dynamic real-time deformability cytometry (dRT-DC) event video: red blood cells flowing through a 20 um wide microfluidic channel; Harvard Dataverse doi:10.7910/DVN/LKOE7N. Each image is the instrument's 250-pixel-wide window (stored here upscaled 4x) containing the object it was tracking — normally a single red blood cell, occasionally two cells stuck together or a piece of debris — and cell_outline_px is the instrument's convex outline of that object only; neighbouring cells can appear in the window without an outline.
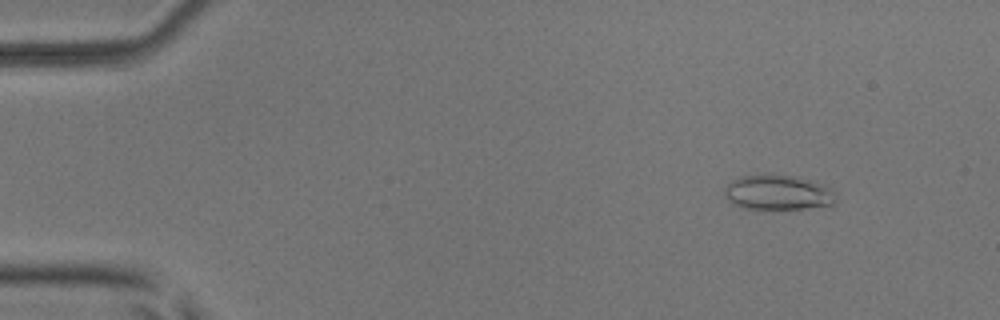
{"species": "common noctule bat (a hibernating species)", "species_latin": "Nyctalus noctula", "temperature_condition": "room temperature", "stored_images_in_passage": 6, "camera_frame_rate_fps": 3000, "um_per_image_px": 0.085, "animal": {"sex": "male", "body_mass_g": 17.9, "forearm_length_mm": 54.2}, "frame": {"image": 1, "passage_image": 2, "time_ms": 0.333, "image_size_px": [1000, 320], "cell_outline_px": [[836, 204], [832, 208], [784, 212], [744, 208], [732, 204], [724, 196], [724, 188], [732, 180], [740, 176], [768, 172], [772, 172], [800, 176], [812, 180], [832, 188], [836, 192]], "centroid_in_image_um": [66.23, 16.4], "position_along_channel_um": 18.8, "area_um2": 25.09}}
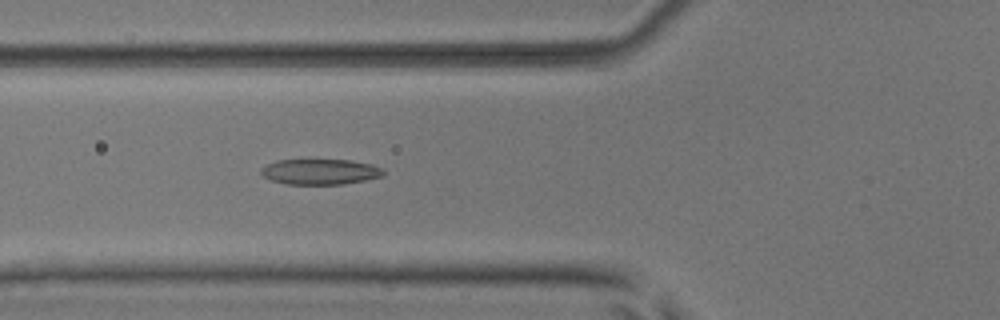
{"frame": {"image": 2, "passage_image": 6, "time_ms": 1.667, "image_size_px": [1000, 320], "cell_outline_px": [[384, 176], [344, 184], [288, 184], [272, 180], [264, 176], [260, 172], [260, 168], [276, 160], [352, 160], [372, 164], [384, 168]], "centroid_in_image_um": [27.25, 14.59], "position_along_channel_um": 98.5, "area_um2": 18.21}}